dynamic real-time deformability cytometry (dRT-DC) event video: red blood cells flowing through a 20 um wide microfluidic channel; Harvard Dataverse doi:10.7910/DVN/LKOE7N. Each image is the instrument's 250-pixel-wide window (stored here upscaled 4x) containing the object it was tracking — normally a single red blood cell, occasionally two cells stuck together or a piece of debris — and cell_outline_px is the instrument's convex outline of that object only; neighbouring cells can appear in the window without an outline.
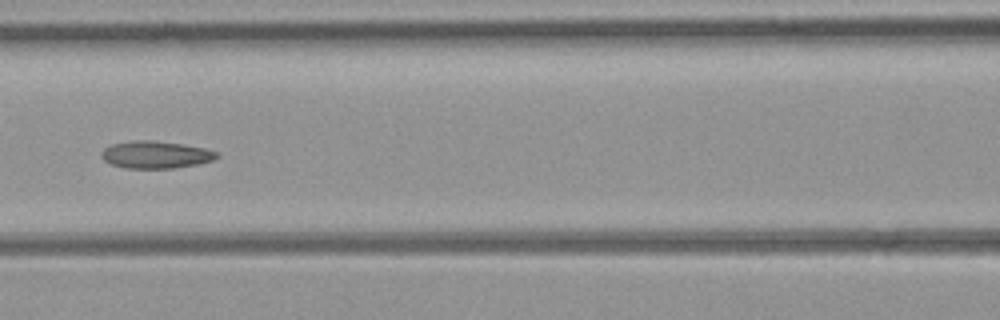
{"species": "common noctule bat (a hibernating species)", "species_latin": "Nyctalus noctula", "temperature_condition": "room temperature", "stored_images_in_passage": 52, "camera_frame_rate_fps": 3000, "um_per_image_px": 0.085, "animal": {"sex": "female", "body_mass_g": 21.9}, "frame": {"image": 1, "passage_image": 23, "time_ms": 7.333, "image_size_px": [1000, 320], "cell_outline_px": [[220, 156], [212, 160], [196, 164], [176, 168], [124, 168], [112, 164], [104, 160], [100, 156], [100, 152], [104, 148], [112, 144], [132, 140], [152, 140], [184, 144], [204, 148], [220, 152]], "centroid_in_image_um": [13.23, 13.14], "position_along_channel_um": 153.4, "area_um2": 18.5}, "authors_computed_cell_mechanics": {"area_um2": 18.785, "velocity_mm_per_s": 4.0025, "shape_relaxation_time_tau1_ms": null, "shape_relaxation_time_tau2_ms": 3.2255, "deformation_change_tau1": null, "deformation_change_tau2": 0.0861}}